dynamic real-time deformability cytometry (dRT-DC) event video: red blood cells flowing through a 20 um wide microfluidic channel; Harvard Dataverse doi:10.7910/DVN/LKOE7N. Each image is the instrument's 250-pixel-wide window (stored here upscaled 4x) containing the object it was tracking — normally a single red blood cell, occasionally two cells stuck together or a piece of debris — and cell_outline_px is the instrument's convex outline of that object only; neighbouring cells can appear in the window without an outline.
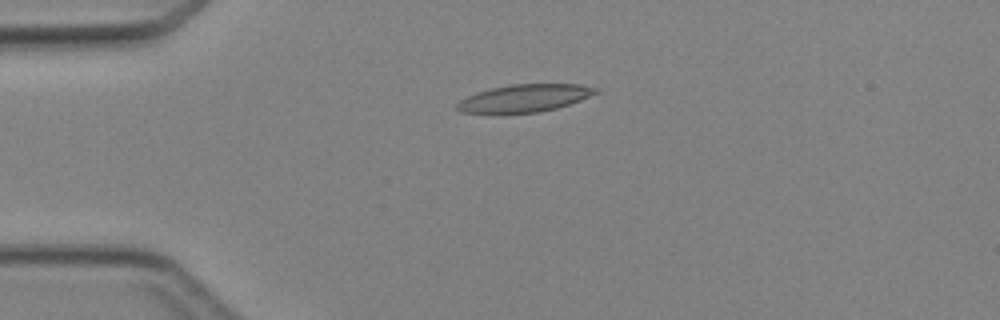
{"species": "Egyptian fruit bat (a non-hibernating species)", "species_latin": "Rousettus aegyptiacus", "temperature_condition": "cold", "stored_images_in_passage": 46, "camera_frame_rate_fps": 3000, "um_per_image_px": 0.085, "animal": {"sex": "female"}, "frame": {"image": 1, "passage_image": 11, "time_ms": 3.333, "image_size_px": [1000, 320], "cell_outline_px": [[600, 92], [580, 100], [556, 108], [540, 112], [496, 116], [460, 112], [456, 108], [456, 104], [460, 100], [476, 92], [492, 88], [512, 84], [580, 84], [600, 88]], "centroid_in_image_um": [44.52, 8.39], "position_along_channel_um": 40.5, "area_um2": 23.12}}
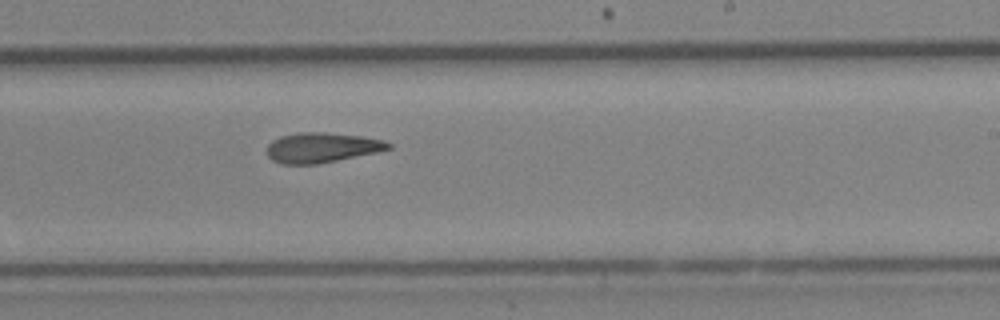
{"frame": {"image": 2, "passage_image": 28, "time_ms": 9.0, "image_size_px": [1000, 320], "cell_outline_px": [[392, 148], [376, 152], [316, 164], [284, 164], [272, 160], [268, 156], [268, 144], [272, 140], [280, 136], [300, 132], [328, 132], [360, 136], [384, 140], [392, 144]], "centroid_in_image_um": [27.35, 12.53], "position_along_channel_um": 261.7, "area_um2": 21.1}}
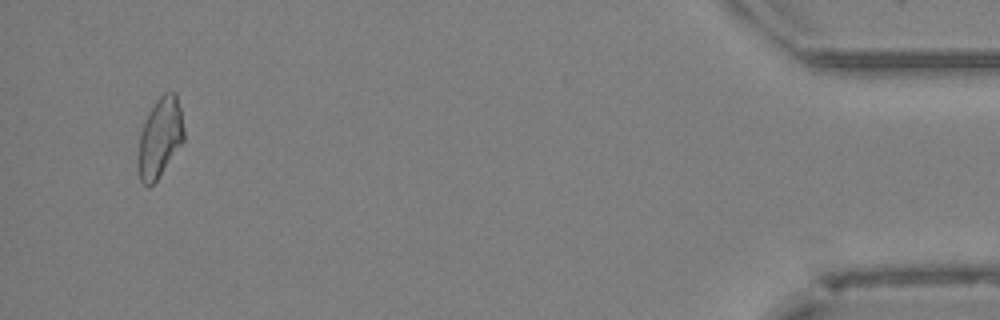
{"frame": {"image": 3, "passage_image": 44, "time_ms": 14.333, "image_size_px": [1000, 320], "cell_outline_px": [[184, 140], [156, 180], [152, 184], [144, 184], [140, 180], [136, 164], [136, 160], [140, 132], [148, 112], [156, 100], [164, 92], [176, 92], [180, 108], [184, 128]], "centroid_in_image_um": [13.56, 11.67], "position_along_channel_um": 421.6, "area_um2": 21.27}}